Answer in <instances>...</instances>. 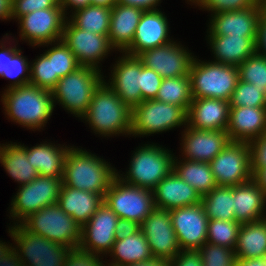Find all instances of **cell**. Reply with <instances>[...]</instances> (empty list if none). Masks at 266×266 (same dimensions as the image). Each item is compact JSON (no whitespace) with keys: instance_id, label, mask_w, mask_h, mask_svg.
<instances>
[{"instance_id":"8d00e7d4","label":"cell","mask_w":266,"mask_h":266,"mask_svg":"<svg viewBox=\"0 0 266 266\" xmlns=\"http://www.w3.org/2000/svg\"><path fill=\"white\" fill-rule=\"evenodd\" d=\"M156 100L183 107L187 112L193 101L189 76L162 79Z\"/></svg>"},{"instance_id":"d6986e66","label":"cell","mask_w":266,"mask_h":266,"mask_svg":"<svg viewBox=\"0 0 266 266\" xmlns=\"http://www.w3.org/2000/svg\"><path fill=\"white\" fill-rule=\"evenodd\" d=\"M167 18L158 9L145 10L139 20L132 43L123 51L138 56L143 51L170 43Z\"/></svg>"},{"instance_id":"f1b7e54d","label":"cell","mask_w":266,"mask_h":266,"mask_svg":"<svg viewBox=\"0 0 266 266\" xmlns=\"http://www.w3.org/2000/svg\"><path fill=\"white\" fill-rule=\"evenodd\" d=\"M265 201L266 194L253 179L234 186L235 221L244 224L264 219Z\"/></svg>"},{"instance_id":"ffe728a7","label":"cell","mask_w":266,"mask_h":266,"mask_svg":"<svg viewBox=\"0 0 266 266\" xmlns=\"http://www.w3.org/2000/svg\"><path fill=\"white\" fill-rule=\"evenodd\" d=\"M264 8L257 2L242 10L214 13L210 35L258 36V24Z\"/></svg>"},{"instance_id":"d6a6232c","label":"cell","mask_w":266,"mask_h":266,"mask_svg":"<svg viewBox=\"0 0 266 266\" xmlns=\"http://www.w3.org/2000/svg\"><path fill=\"white\" fill-rule=\"evenodd\" d=\"M112 252V253H111ZM111 255L115 257L110 266H125L128 264L151 259L149 243L141 229L125 239L116 240L113 243ZM114 254V255H113Z\"/></svg>"},{"instance_id":"4316f807","label":"cell","mask_w":266,"mask_h":266,"mask_svg":"<svg viewBox=\"0 0 266 266\" xmlns=\"http://www.w3.org/2000/svg\"><path fill=\"white\" fill-rule=\"evenodd\" d=\"M104 203V196L82 191L63 185L57 204L70 215L81 227L96 213Z\"/></svg>"},{"instance_id":"484cf974","label":"cell","mask_w":266,"mask_h":266,"mask_svg":"<svg viewBox=\"0 0 266 266\" xmlns=\"http://www.w3.org/2000/svg\"><path fill=\"white\" fill-rule=\"evenodd\" d=\"M215 62L238 66L257 52V36L209 35Z\"/></svg>"},{"instance_id":"2e32d148","label":"cell","mask_w":266,"mask_h":266,"mask_svg":"<svg viewBox=\"0 0 266 266\" xmlns=\"http://www.w3.org/2000/svg\"><path fill=\"white\" fill-rule=\"evenodd\" d=\"M119 217L103 203L89 221L81 227L78 248L92 254L107 253L112 250L115 228Z\"/></svg>"},{"instance_id":"4dcf8cb0","label":"cell","mask_w":266,"mask_h":266,"mask_svg":"<svg viewBox=\"0 0 266 266\" xmlns=\"http://www.w3.org/2000/svg\"><path fill=\"white\" fill-rule=\"evenodd\" d=\"M54 146L45 143L27 148V159L39 175L62 178L69 149Z\"/></svg>"},{"instance_id":"5b68a950","label":"cell","mask_w":266,"mask_h":266,"mask_svg":"<svg viewBox=\"0 0 266 266\" xmlns=\"http://www.w3.org/2000/svg\"><path fill=\"white\" fill-rule=\"evenodd\" d=\"M19 223L27 231L71 249L78 248L81 240V226L57 203L32 213Z\"/></svg>"},{"instance_id":"d4e9b609","label":"cell","mask_w":266,"mask_h":266,"mask_svg":"<svg viewBox=\"0 0 266 266\" xmlns=\"http://www.w3.org/2000/svg\"><path fill=\"white\" fill-rule=\"evenodd\" d=\"M229 101L214 98L193 99L187 112V125L201 130H226Z\"/></svg>"},{"instance_id":"ee69618b","label":"cell","mask_w":266,"mask_h":266,"mask_svg":"<svg viewBox=\"0 0 266 266\" xmlns=\"http://www.w3.org/2000/svg\"><path fill=\"white\" fill-rule=\"evenodd\" d=\"M30 85L52 90L59 78L53 76L52 59L44 54L40 56L30 67Z\"/></svg>"},{"instance_id":"74e56055","label":"cell","mask_w":266,"mask_h":266,"mask_svg":"<svg viewBox=\"0 0 266 266\" xmlns=\"http://www.w3.org/2000/svg\"><path fill=\"white\" fill-rule=\"evenodd\" d=\"M1 47L0 76L9 79L15 77L17 80L10 85L11 87L9 86V89L30 84V74L29 76L22 77V73L24 74L30 68L26 59L21 55L20 50L16 49V47L4 48L3 45Z\"/></svg>"},{"instance_id":"9f6ffc18","label":"cell","mask_w":266,"mask_h":266,"mask_svg":"<svg viewBox=\"0 0 266 266\" xmlns=\"http://www.w3.org/2000/svg\"><path fill=\"white\" fill-rule=\"evenodd\" d=\"M125 266H172L171 260L152 257L151 259L140 261Z\"/></svg>"},{"instance_id":"6f0895ef","label":"cell","mask_w":266,"mask_h":266,"mask_svg":"<svg viewBox=\"0 0 266 266\" xmlns=\"http://www.w3.org/2000/svg\"><path fill=\"white\" fill-rule=\"evenodd\" d=\"M253 180L266 194V167L252 168Z\"/></svg>"},{"instance_id":"f6af8a7d","label":"cell","mask_w":266,"mask_h":266,"mask_svg":"<svg viewBox=\"0 0 266 266\" xmlns=\"http://www.w3.org/2000/svg\"><path fill=\"white\" fill-rule=\"evenodd\" d=\"M50 8H62L61 0H12L11 19Z\"/></svg>"},{"instance_id":"be15d7a7","label":"cell","mask_w":266,"mask_h":266,"mask_svg":"<svg viewBox=\"0 0 266 266\" xmlns=\"http://www.w3.org/2000/svg\"><path fill=\"white\" fill-rule=\"evenodd\" d=\"M13 248L10 246H6V244H4L3 242H0V258L5 257L6 255H8V253L12 250Z\"/></svg>"},{"instance_id":"f907efd6","label":"cell","mask_w":266,"mask_h":266,"mask_svg":"<svg viewBox=\"0 0 266 266\" xmlns=\"http://www.w3.org/2000/svg\"><path fill=\"white\" fill-rule=\"evenodd\" d=\"M172 266H203L200 253L194 250H182L173 260Z\"/></svg>"},{"instance_id":"cb8c5ba5","label":"cell","mask_w":266,"mask_h":266,"mask_svg":"<svg viewBox=\"0 0 266 266\" xmlns=\"http://www.w3.org/2000/svg\"><path fill=\"white\" fill-rule=\"evenodd\" d=\"M157 208L172 210L201 203L202 196L173 170L152 190Z\"/></svg>"},{"instance_id":"db71d44e","label":"cell","mask_w":266,"mask_h":266,"mask_svg":"<svg viewBox=\"0 0 266 266\" xmlns=\"http://www.w3.org/2000/svg\"><path fill=\"white\" fill-rule=\"evenodd\" d=\"M159 1L160 0H118V3L139 7L145 11L156 9V4H158Z\"/></svg>"},{"instance_id":"52a82bcc","label":"cell","mask_w":266,"mask_h":266,"mask_svg":"<svg viewBox=\"0 0 266 266\" xmlns=\"http://www.w3.org/2000/svg\"><path fill=\"white\" fill-rule=\"evenodd\" d=\"M124 183L153 190L156 185L174 170V158L168 150L156 145L139 147L130 164Z\"/></svg>"},{"instance_id":"836d02e7","label":"cell","mask_w":266,"mask_h":266,"mask_svg":"<svg viewBox=\"0 0 266 266\" xmlns=\"http://www.w3.org/2000/svg\"><path fill=\"white\" fill-rule=\"evenodd\" d=\"M201 205L208 219L235 221L234 187L216 186L202 195Z\"/></svg>"},{"instance_id":"11a10c76","label":"cell","mask_w":266,"mask_h":266,"mask_svg":"<svg viewBox=\"0 0 266 266\" xmlns=\"http://www.w3.org/2000/svg\"><path fill=\"white\" fill-rule=\"evenodd\" d=\"M0 266H23V262L20 260V256L17 254L15 248L8 255L0 258Z\"/></svg>"},{"instance_id":"bcb514c9","label":"cell","mask_w":266,"mask_h":266,"mask_svg":"<svg viewBox=\"0 0 266 266\" xmlns=\"http://www.w3.org/2000/svg\"><path fill=\"white\" fill-rule=\"evenodd\" d=\"M196 2L197 5H201L204 9L219 13L250 8L258 0H197Z\"/></svg>"},{"instance_id":"8992f818","label":"cell","mask_w":266,"mask_h":266,"mask_svg":"<svg viewBox=\"0 0 266 266\" xmlns=\"http://www.w3.org/2000/svg\"><path fill=\"white\" fill-rule=\"evenodd\" d=\"M99 68L80 66L62 77L51 90L52 97L68 111L82 117L92 100L95 89L103 81Z\"/></svg>"},{"instance_id":"d590c367","label":"cell","mask_w":266,"mask_h":266,"mask_svg":"<svg viewBox=\"0 0 266 266\" xmlns=\"http://www.w3.org/2000/svg\"><path fill=\"white\" fill-rule=\"evenodd\" d=\"M71 23L79 29L99 35H108L111 19V8L88 5L72 15Z\"/></svg>"},{"instance_id":"91938a15","label":"cell","mask_w":266,"mask_h":266,"mask_svg":"<svg viewBox=\"0 0 266 266\" xmlns=\"http://www.w3.org/2000/svg\"><path fill=\"white\" fill-rule=\"evenodd\" d=\"M234 266H266V257L247 260L236 259Z\"/></svg>"},{"instance_id":"7402d4cb","label":"cell","mask_w":266,"mask_h":266,"mask_svg":"<svg viewBox=\"0 0 266 266\" xmlns=\"http://www.w3.org/2000/svg\"><path fill=\"white\" fill-rule=\"evenodd\" d=\"M113 69L110 87L132 109L142 102L141 60L125 53Z\"/></svg>"},{"instance_id":"7dc6e473","label":"cell","mask_w":266,"mask_h":266,"mask_svg":"<svg viewBox=\"0 0 266 266\" xmlns=\"http://www.w3.org/2000/svg\"><path fill=\"white\" fill-rule=\"evenodd\" d=\"M162 77L153 69L145 67L141 61V95L142 102L144 100H153L156 98Z\"/></svg>"},{"instance_id":"6da1fadb","label":"cell","mask_w":266,"mask_h":266,"mask_svg":"<svg viewBox=\"0 0 266 266\" xmlns=\"http://www.w3.org/2000/svg\"><path fill=\"white\" fill-rule=\"evenodd\" d=\"M93 154L74 147L68 150L62 177L63 185L105 195L117 176L114 168Z\"/></svg>"},{"instance_id":"44dd1931","label":"cell","mask_w":266,"mask_h":266,"mask_svg":"<svg viewBox=\"0 0 266 266\" xmlns=\"http://www.w3.org/2000/svg\"><path fill=\"white\" fill-rule=\"evenodd\" d=\"M183 150L191 161L209 163L231 141L226 130H201L187 125Z\"/></svg>"},{"instance_id":"ba28073f","label":"cell","mask_w":266,"mask_h":266,"mask_svg":"<svg viewBox=\"0 0 266 266\" xmlns=\"http://www.w3.org/2000/svg\"><path fill=\"white\" fill-rule=\"evenodd\" d=\"M187 123V111L156 99L144 100L132 108L131 134L150 135Z\"/></svg>"},{"instance_id":"ab89813d","label":"cell","mask_w":266,"mask_h":266,"mask_svg":"<svg viewBox=\"0 0 266 266\" xmlns=\"http://www.w3.org/2000/svg\"><path fill=\"white\" fill-rule=\"evenodd\" d=\"M240 225L236 221L209 219L207 242L213 245L235 249Z\"/></svg>"},{"instance_id":"c3c4849f","label":"cell","mask_w":266,"mask_h":266,"mask_svg":"<svg viewBox=\"0 0 266 266\" xmlns=\"http://www.w3.org/2000/svg\"><path fill=\"white\" fill-rule=\"evenodd\" d=\"M64 266H105L99 256L79 248L71 249Z\"/></svg>"},{"instance_id":"f546056e","label":"cell","mask_w":266,"mask_h":266,"mask_svg":"<svg viewBox=\"0 0 266 266\" xmlns=\"http://www.w3.org/2000/svg\"><path fill=\"white\" fill-rule=\"evenodd\" d=\"M236 259L247 260L266 257V218L244 223L238 231L234 249Z\"/></svg>"},{"instance_id":"603a6c76","label":"cell","mask_w":266,"mask_h":266,"mask_svg":"<svg viewBox=\"0 0 266 266\" xmlns=\"http://www.w3.org/2000/svg\"><path fill=\"white\" fill-rule=\"evenodd\" d=\"M231 141L250 143L266 134V107H230L226 129Z\"/></svg>"},{"instance_id":"816d5d0a","label":"cell","mask_w":266,"mask_h":266,"mask_svg":"<svg viewBox=\"0 0 266 266\" xmlns=\"http://www.w3.org/2000/svg\"><path fill=\"white\" fill-rule=\"evenodd\" d=\"M139 230V223L128 219L119 218L115 228V240L125 239L126 237L137 233Z\"/></svg>"},{"instance_id":"7a4b0ae2","label":"cell","mask_w":266,"mask_h":266,"mask_svg":"<svg viewBox=\"0 0 266 266\" xmlns=\"http://www.w3.org/2000/svg\"><path fill=\"white\" fill-rule=\"evenodd\" d=\"M6 114L29 129L40 128L52 115L54 98L50 90L25 85L7 91L2 96Z\"/></svg>"},{"instance_id":"9c48e42d","label":"cell","mask_w":266,"mask_h":266,"mask_svg":"<svg viewBox=\"0 0 266 266\" xmlns=\"http://www.w3.org/2000/svg\"><path fill=\"white\" fill-rule=\"evenodd\" d=\"M117 176L104 195V203L122 219L141 224L155 208L153 191L129 185Z\"/></svg>"},{"instance_id":"83f0119b","label":"cell","mask_w":266,"mask_h":266,"mask_svg":"<svg viewBox=\"0 0 266 266\" xmlns=\"http://www.w3.org/2000/svg\"><path fill=\"white\" fill-rule=\"evenodd\" d=\"M144 12L139 7L117 3L111 8L108 40L113 48L125 50L134 38L140 17Z\"/></svg>"},{"instance_id":"30bf717a","label":"cell","mask_w":266,"mask_h":266,"mask_svg":"<svg viewBox=\"0 0 266 266\" xmlns=\"http://www.w3.org/2000/svg\"><path fill=\"white\" fill-rule=\"evenodd\" d=\"M209 165L217 186L234 187L253 179L249 143L230 141Z\"/></svg>"},{"instance_id":"6125c7cd","label":"cell","mask_w":266,"mask_h":266,"mask_svg":"<svg viewBox=\"0 0 266 266\" xmlns=\"http://www.w3.org/2000/svg\"><path fill=\"white\" fill-rule=\"evenodd\" d=\"M118 3V0H91V5L105 6L113 8Z\"/></svg>"},{"instance_id":"e7e4bbea","label":"cell","mask_w":266,"mask_h":266,"mask_svg":"<svg viewBox=\"0 0 266 266\" xmlns=\"http://www.w3.org/2000/svg\"><path fill=\"white\" fill-rule=\"evenodd\" d=\"M258 2L264 9H266V0H258Z\"/></svg>"},{"instance_id":"3957f363","label":"cell","mask_w":266,"mask_h":266,"mask_svg":"<svg viewBox=\"0 0 266 266\" xmlns=\"http://www.w3.org/2000/svg\"><path fill=\"white\" fill-rule=\"evenodd\" d=\"M104 81L95 89L89 108L82 116L94 131L104 136L131 134L132 109Z\"/></svg>"},{"instance_id":"277c9868","label":"cell","mask_w":266,"mask_h":266,"mask_svg":"<svg viewBox=\"0 0 266 266\" xmlns=\"http://www.w3.org/2000/svg\"><path fill=\"white\" fill-rule=\"evenodd\" d=\"M189 77L192 98H214L229 101L239 81L238 68L194 58Z\"/></svg>"},{"instance_id":"680465c9","label":"cell","mask_w":266,"mask_h":266,"mask_svg":"<svg viewBox=\"0 0 266 266\" xmlns=\"http://www.w3.org/2000/svg\"><path fill=\"white\" fill-rule=\"evenodd\" d=\"M91 4V0H61V6L63 8L64 14L67 6H73L74 10L85 8Z\"/></svg>"},{"instance_id":"f35d334b","label":"cell","mask_w":266,"mask_h":266,"mask_svg":"<svg viewBox=\"0 0 266 266\" xmlns=\"http://www.w3.org/2000/svg\"><path fill=\"white\" fill-rule=\"evenodd\" d=\"M239 80L253 84L266 96V56L257 51L237 66Z\"/></svg>"},{"instance_id":"ac0fdd59","label":"cell","mask_w":266,"mask_h":266,"mask_svg":"<svg viewBox=\"0 0 266 266\" xmlns=\"http://www.w3.org/2000/svg\"><path fill=\"white\" fill-rule=\"evenodd\" d=\"M143 65L164 78L189 76L193 56L175 42L148 49L137 56Z\"/></svg>"},{"instance_id":"7c38bea8","label":"cell","mask_w":266,"mask_h":266,"mask_svg":"<svg viewBox=\"0 0 266 266\" xmlns=\"http://www.w3.org/2000/svg\"><path fill=\"white\" fill-rule=\"evenodd\" d=\"M62 178L38 175L30 183L21 185L11 205V216L25 220L40 209L56 204L62 187Z\"/></svg>"},{"instance_id":"9a60e30c","label":"cell","mask_w":266,"mask_h":266,"mask_svg":"<svg viewBox=\"0 0 266 266\" xmlns=\"http://www.w3.org/2000/svg\"><path fill=\"white\" fill-rule=\"evenodd\" d=\"M21 37L31 44H51L62 39L65 14L63 8H50L26 14L19 19Z\"/></svg>"},{"instance_id":"5bb4252c","label":"cell","mask_w":266,"mask_h":266,"mask_svg":"<svg viewBox=\"0 0 266 266\" xmlns=\"http://www.w3.org/2000/svg\"><path fill=\"white\" fill-rule=\"evenodd\" d=\"M170 214L181 250L197 251L207 242L209 219L201 203L172 209Z\"/></svg>"},{"instance_id":"60d3db41","label":"cell","mask_w":266,"mask_h":266,"mask_svg":"<svg viewBox=\"0 0 266 266\" xmlns=\"http://www.w3.org/2000/svg\"><path fill=\"white\" fill-rule=\"evenodd\" d=\"M57 46L46 51L44 55L52 59L53 76L59 79L74 72L80 65L78 64L74 53L60 40Z\"/></svg>"},{"instance_id":"f5cc1de1","label":"cell","mask_w":266,"mask_h":266,"mask_svg":"<svg viewBox=\"0 0 266 266\" xmlns=\"http://www.w3.org/2000/svg\"><path fill=\"white\" fill-rule=\"evenodd\" d=\"M263 48L262 55L266 56V9L262 10L258 24L257 51Z\"/></svg>"},{"instance_id":"8fae6325","label":"cell","mask_w":266,"mask_h":266,"mask_svg":"<svg viewBox=\"0 0 266 266\" xmlns=\"http://www.w3.org/2000/svg\"><path fill=\"white\" fill-rule=\"evenodd\" d=\"M8 232L18 245L17 254H19L23 266H26V259L29 262L27 266L65 265L71 248L50 241L43 236L33 234L27 231L21 224L12 227ZM20 254L25 258L23 259Z\"/></svg>"},{"instance_id":"b9f144b4","label":"cell","mask_w":266,"mask_h":266,"mask_svg":"<svg viewBox=\"0 0 266 266\" xmlns=\"http://www.w3.org/2000/svg\"><path fill=\"white\" fill-rule=\"evenodd\" d=\"M229 104L230 107H266V96L253 84L239 80Z\"/></svg>"},{"instance_id":"681fc988","label":"cell","mask_w":266,"mask_h":266,"mask_svg":"<svg viewBox=\"0 0 266 266\" xmlns=\"http://www.w3.org/2000/svg\"><path fill=\"white\" fill-rule=\"evenodd\" d=\"M252 168L266 167V134L250 143Z\"/></svg>"},{"instance_id":"94428289","label":"cell","mask_w":266,"mask_h":266,"mask_svg":"<svg viewBox=\"0 0 266 266\" xmlns=\"http://www.w3.org/2000/svg\"><path fill=\"white\" fill-rule=\"evenodd\" d=\"M12 13V0H0V18L10 19Z\"/></svg>"},{"instance_id":"4fadbf2b","label":"cell","mask_w":266,"mask_h":266,"mask_svg":"<svg viewBox=\"0 0 266 266\" xmlns=\"http://www.w3.org/2000/svg\"><path fill=\"white\" fill-rule=\"evenodd\" d=\"M153 257L173 260L180 252L170 210L155 207L140 224Z\"/></svg>"},{"instance_id":"7bdbcfd3","label":"cell","mask_w":266,"mask_h":266,"mask_svg":"<svg viewBox=\"0 0 266 266\" xmlns=\"http://www.w3.org/2000/svg\"><path fill=\"white\" fill-rule=\"evenodd\" d=\"M203 266H234L236 261L234 249L220 245L204 243L198 250Z\"/></svg>"},{"instance_id":"e575fe53","label":"cell","mask_w":266,"mask_h":266,"mask_svg":"<svg viewBox=\"0 0 266 266\" xmlns=\"http://www.w3.org/2000/svg\"><path fill=\"white\" fill-rule=\"evenodd\" d=\"M184 161L179 163L174 159V171L201 196L209 193L217 186L209 163L188 159Z\"/></svg>"},{"instance_id":"e0dca14e","label":"cell","mask_w":266,"mask_h":266,"mask_svg":"<svg viewBox=\"0 0 266 266\" xmlns=\"http://www.w3.org/2000/svg\"><path fill=\"white\" fill-rule=\"evenodd\" d=\"M65 45L74 53L80 66L98 68L97 63L108 54L113 47L108 35H99L91 31L77 28L70 21H65L62 39Z\"/></svg>"},{"instance_id":"1f68e13d","label":"cell","mask_w":266,"mask_h":266,"mask_svg":"<svg viewBox=\"0 0 266 266\" xmlns=\"http://www.w3.org/2000/svg\"><path fill=\"white\" fill-rule=\"evenodd\" d=\"M0 162L13 179L25 185L35 179L39 173L27 159V147L8 144L0 146Z\"/></svg>"}]
</instances>
